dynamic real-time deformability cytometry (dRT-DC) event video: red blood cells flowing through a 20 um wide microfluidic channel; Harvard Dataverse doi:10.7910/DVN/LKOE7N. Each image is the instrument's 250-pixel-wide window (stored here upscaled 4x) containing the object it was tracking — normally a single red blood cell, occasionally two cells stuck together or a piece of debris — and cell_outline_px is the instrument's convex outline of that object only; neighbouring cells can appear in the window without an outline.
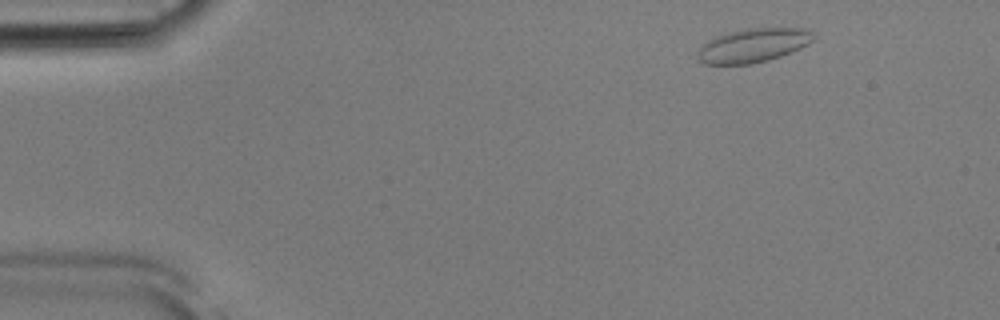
{"species": "Egyptian fruit bat (a non-hibernating species)", "species_latin": "Rousettus aegyptiacus", "temperature_condition": "room temperature", "stored_images_in_passage": 50, "camera_frame_rate_fps": 3000, "um_per_image_px": 0.085, "animal": {"sex": "male"}, "frame": {"image": 1, "passage_image": 4, "time_ms": 1.0, "image_size_px": [1000, 320], "cell_outline_px": [[816, 36], [808, 44], [800, 48], [780, 56], [768, 60], [752, 64], [704, 64], [696, 60], [696, 52], [708, 40], [716, 36], [728, 32], [744, 28], [804, 28], [812, 32]], "centroid_in_image_um": [63.98, 3.86], "position_along_channel_um": 21.0, "area_um2": 23.0}}
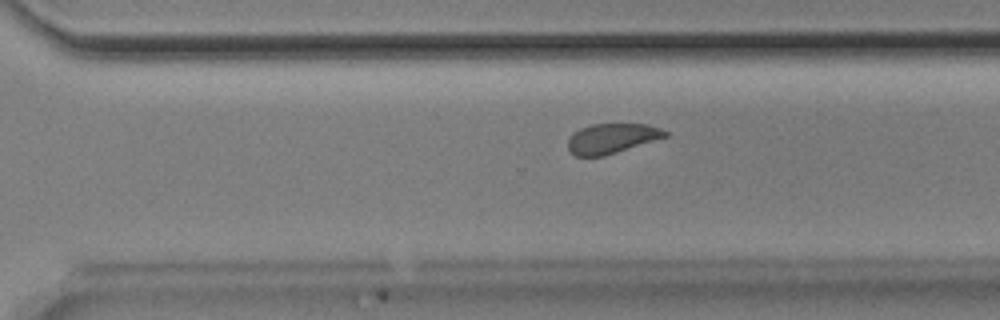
{"frame": {"image": 2, "passage_image": 34, "time_ms": 11.0, "image_size_px": [1000, 320], "cell_outline_px": [[668, 136], [604, 156], [576, 156], [568, 152], [568, 140], [572, 132], [580, 128], [592, 124], [648, 124], [660, 128], [668, 132]], "centroid_in_image_um": [51.97, 11.76], "position_along_channel_um": 318.6, "area_um2": 16.99}}
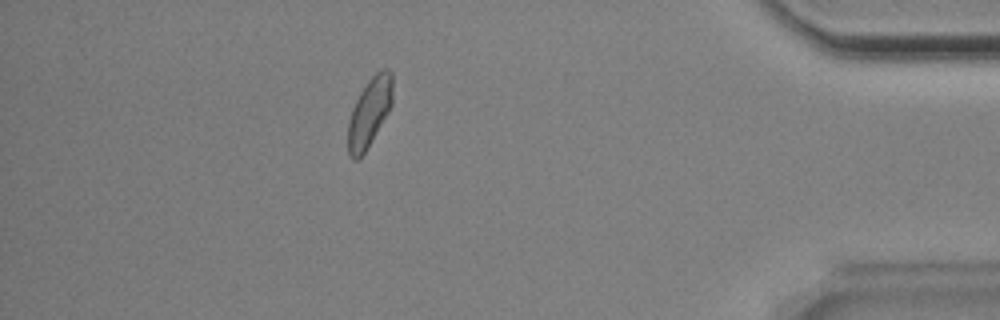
{"frame": {"image": 3, "passage_image": 44, "time_ms": 14.333, "image_size_px": [1000, 320], "cell_outline_px": [[392, 104], [388, 112], [360, 160], [352, 160], [348, 152], [348, 120], [352, 108], [360, 92], [368, 80], [376, 72], [384, 68], [388, 68], [392, 72]], "centroid_in_image_um": [31.39, 9.55], "position_along_channel_um": 403.8, "area_um2": 17.92}, "authors_computed_cell_mechanics": {"area_um2": 18.496, "velocity_mm_per_s": 3.8543, "shape_relaxation_time_tau1_ms": 3.3766, "shape_relaxation_time_tau2_ms": 0.9055, "deformation_change_tau1": 0.1132, "deformation_change_tau2": 0.0678}}